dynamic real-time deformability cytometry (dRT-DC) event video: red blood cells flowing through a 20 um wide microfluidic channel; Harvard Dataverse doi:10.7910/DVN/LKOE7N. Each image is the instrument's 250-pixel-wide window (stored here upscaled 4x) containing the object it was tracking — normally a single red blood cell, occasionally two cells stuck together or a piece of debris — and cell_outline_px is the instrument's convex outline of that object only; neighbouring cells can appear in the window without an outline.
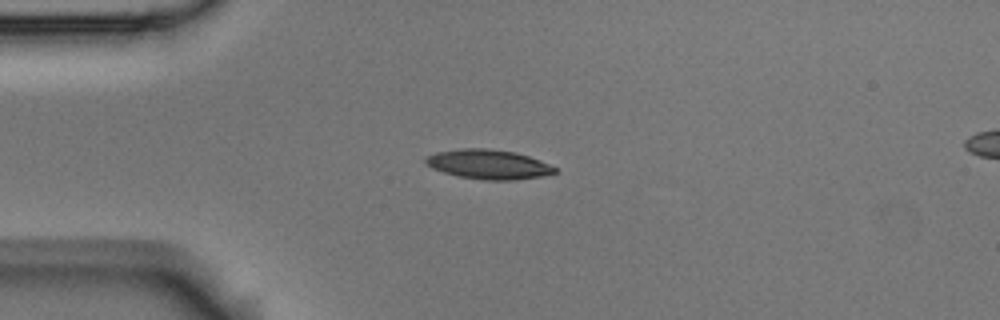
{"species": "Egyptian fruit bat (a non-hibernating species)", "species_latin": "Rousettus aegyptiacus", "temperature_condition": "room temperature", "stored_images_in_passage": 4, "camera_frame_rate_fps": 3000, "um_per_image_px": 0.085, "animal": {"sex": "male"}, "frame": {"image": 1, "passage_image": 3, "time_ms": 0.667, "image_size_px": [1000, 320], "cell_outline_px": [[556, 172], [540, 176], [512, 180], [484, 180], [456, 176], [432, 168], [424, 164], [424, 160], [428, 156], [436, 152], [460, 148], [488, 148], [516, 152], [540, 160], [556, 168]], "centroid_in_image_um": [41.47, 13.96], "position_along_channel_um": 43.5, "area_um2": 22.2}}